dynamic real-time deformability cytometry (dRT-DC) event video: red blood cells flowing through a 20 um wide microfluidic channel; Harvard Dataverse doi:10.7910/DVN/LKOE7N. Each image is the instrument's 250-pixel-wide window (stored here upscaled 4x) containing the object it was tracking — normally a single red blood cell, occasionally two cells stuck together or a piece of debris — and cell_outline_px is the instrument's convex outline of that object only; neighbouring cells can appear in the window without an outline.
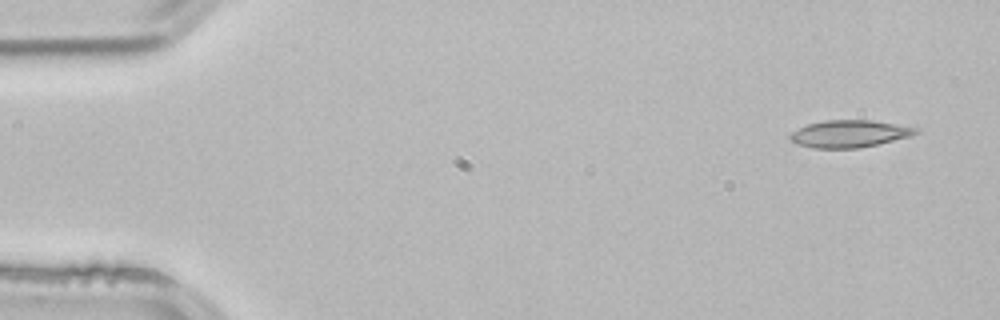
{"species": "common noctule bat (a hibernating species)", "species_latin": "Nyctalus noctula", "temperature_condition": "room temperature", "stored_images_in_passage": 3, "segment_of_instrument_passage": [1, 2], "camera_frame_rate_fps": 3000, "um_per_image_px": 0.085, "animal": {"sex": "male", "body_mass_g": 21.5, "forearm_length_mm": 52.0}, "frame": {"image": 1, "passage_image": 1, "time_ms": 0.0, "image_size_px": [1000, 320], "cell_outline_px": [[920, 132], [908, 136], [860, 148], [812, 148], [796, 144], [788, 136], [792, 132], [808, 124], [824, 120], [872, 120], [920, 128]], "centroid_in_image_um": [72.19, 11.36], "position_along_channel_um": 12.8, "area_um2": 19.77}}